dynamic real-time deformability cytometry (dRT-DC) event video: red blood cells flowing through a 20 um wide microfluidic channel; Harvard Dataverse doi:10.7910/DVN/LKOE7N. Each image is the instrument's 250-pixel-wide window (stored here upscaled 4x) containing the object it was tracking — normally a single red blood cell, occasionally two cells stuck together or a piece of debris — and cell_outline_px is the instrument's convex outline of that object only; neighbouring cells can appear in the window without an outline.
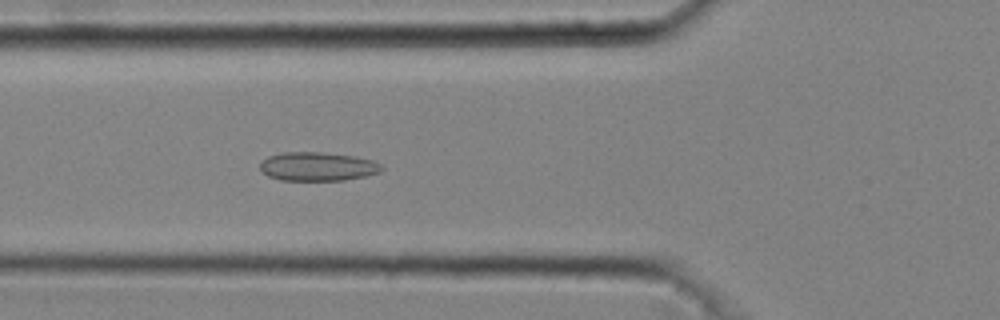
{"species": "common noctule bat (a hibernating species)", "species_latin": "Nyctalus noctula", "temperature_condition": "cold", "stored_images_in_passage": 46, "camera_frame_rate_fps": 3000, "um_per_image_px": 0.085, "animal": {"sex": "male", "body_mass_g": 20.4}, "frame": {"image": 1, "passage_image": 17, "time_ms": 5.333, "image_size_px": [1000, 320], "cell_outline_px": [[384, 168], [380, 172], [368, 176], [344, 180], [280, 180], [268, 176], [260, 168], [260, 160], [268, 156], [280, 152], [324, 152], [356, 156], [372, 160], [380, 164]], "centroid_in_image_um": [27.0, 14.14], "position_along_channel_um": 98.8, "area_um2": 20.63}}
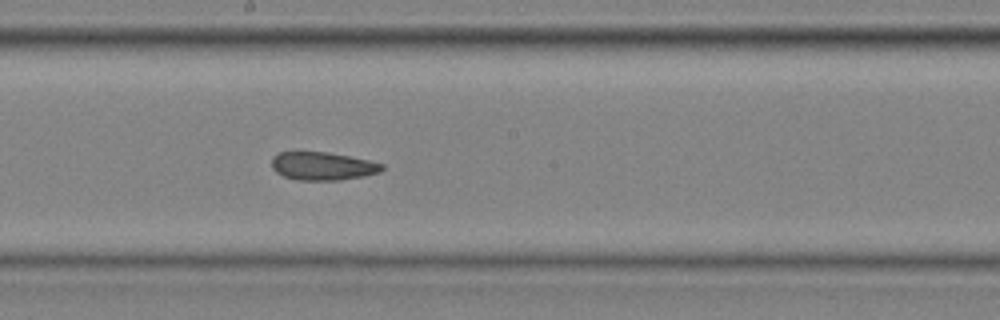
{"frame": {"image": 2, "passage_image": 26, "time_ms": 8.333, "image_size_px": [1000, 320], "cell_outline_px": [[384, 168], [380, 172], [364, 176], [340, 180], [300, 180], [284, 176], [276, 172], [272, 168], [272, 156], [280, 152], [328, 152], [368, 160], [384, 164]], "centroid_in_image_um": [27.43, 14.12], "position_along_channel_um": 220.8, "area_um2": 18.03}}
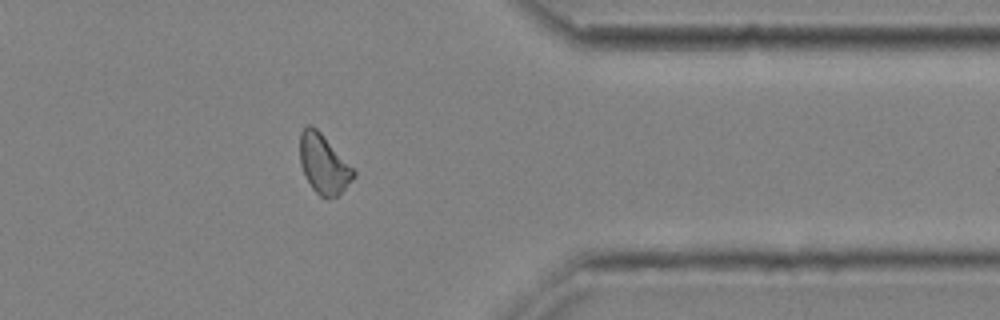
{"frame": {"image": 3, "passage_image": 39, "time_ms": 12.667, "image_size_px": [1000, 320], "cell_outline_px": [[356, 176], [336, 196], [320, 196], [312, 188], [300, 164], [300, 132], [308, 124], [312, 124], [320, 132], [356, 172]], "centroid_in_image_um": [27.49, 13.91], "position_along_channel_um": 383.9, "area_um2": 17.98}, "authors_computed_cell_mechanics": {"area_um2": 19.0162, "velocity_mm_per_s": 4.0671, "shape_relaxation_time_tau1_ms": null, "shape_relaxation_time_tau2_ms": 2.7646, "deformation_change_tau1": null, "deformation_change_tau2": 0.0923}}